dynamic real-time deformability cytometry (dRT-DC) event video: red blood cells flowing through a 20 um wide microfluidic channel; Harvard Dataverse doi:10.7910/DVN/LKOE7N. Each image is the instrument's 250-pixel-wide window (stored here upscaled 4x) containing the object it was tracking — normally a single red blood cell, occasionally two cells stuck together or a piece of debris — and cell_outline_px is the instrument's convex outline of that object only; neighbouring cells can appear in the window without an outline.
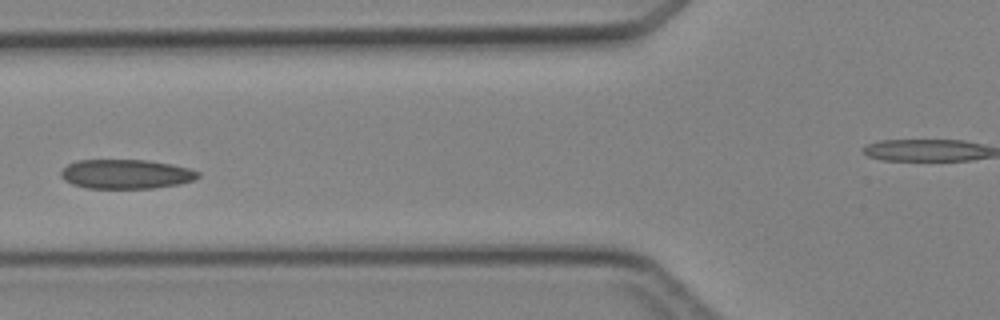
{"species": "Egyptian fruit bat (a non-hibernating species)", "species_latin": "Rousettus aegyptiacus", "temperature_condition": "cold", "stored_images_in_passage": 4, "camera_frame_rate_fps": 3000, "um_per_image_px": 0.085, "animal": {"sex": "female"}, "frame": {"image": 1, "passage_image": 4, "time_ms": 3.667, "image_size_px": [1000, 320], "cell_outline_px": [[200, 176], [192, 180], [176, 184], [152, 188], [88, 188], [72, 184], [64, 180], [60, 176], [60, 172], [68, 164], [76, 160], [148, 160], [172, 164], [188, 168], [200, 172]], "centroid_in_image_um": [10.68, 14.79], "position_along_channel_um": 115.1, "area_um2": 23.35}}